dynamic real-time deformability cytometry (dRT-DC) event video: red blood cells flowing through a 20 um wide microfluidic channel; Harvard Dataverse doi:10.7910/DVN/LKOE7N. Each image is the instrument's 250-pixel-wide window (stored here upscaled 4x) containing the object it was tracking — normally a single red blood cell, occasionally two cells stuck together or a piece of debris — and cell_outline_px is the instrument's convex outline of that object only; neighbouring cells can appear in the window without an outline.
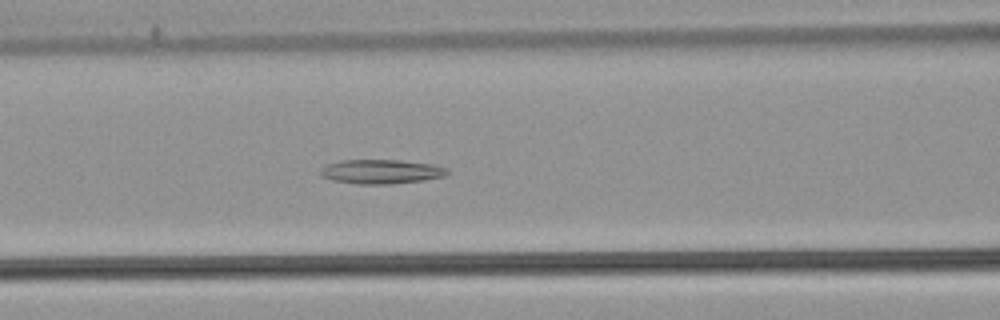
{"species": "common noctule bat (a hibernating species)", "species_latin": "Nyctalus noctula", "temperature_condition": "warm", "stored_images_in_passage": 55, "segment_of_instrument_passage": [1, 2], "camera_frame_rate_fps": 3000, "um_per_image_px": 0.085, "animal": {"sex": "male", "body_mass_g": 21.5, "forearm_length_mm": 52.0}, "frame": {"image": 1, "passage_image": 23, "time_ms": 7.333, "image_size_px": [1000, 320], "cell_outline_px": [[452, 172], [444, 176], [424, 180], [392, 184], [356, 184], [332, 180], [320, 176], [320, 168], [328, 164], [340, 160], [400, 160], [436, 164], [448, 168]], "centroid_in_image_um": [32.44, 14.58], "position_along_channel_um": 134.2, "area_um2": 18.26}}
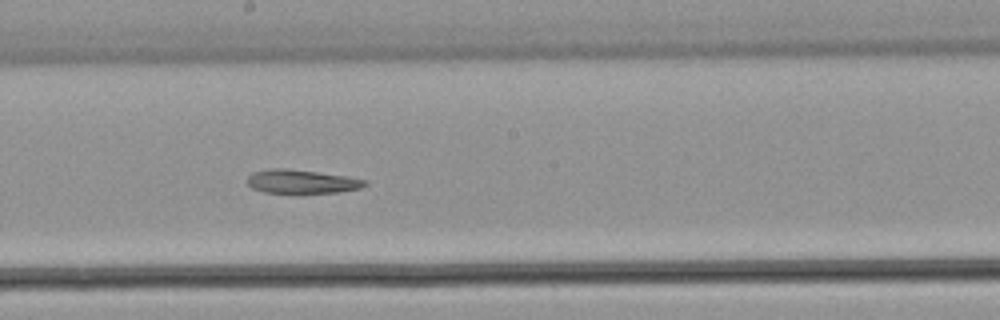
{"frame": {"image": 2, "passage_image": 30, "time_ms": 9.667, "image_size_px": [1000, 320], "cell_outline_px": [[368, 184], [360, 188], [340, 192], [300, 196], [296, 196], [264, 192], [252, 188], [248, 184], [248, 176], [252, 172], [268, 168], [284, 168], [320, 172], [368, 180]], "centroid_in_image_um": [25.63, 15.48], "position_along_channel_um": 222.6, "area_um2": 17.28}}
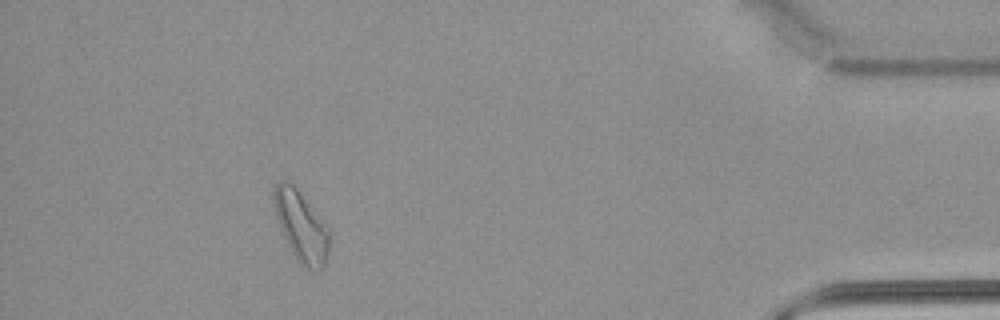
{"frame": {"image": 3, "passage_image": 49, "time_ms": 16.0, "image_size_px": [1000, 320], "cell_outline_px": [[328, 252], [324, 264], [316, 272], [300, 264], [296, 260], [280, 228], [276, 216], [272, 200], [272, 192], [276, 184], [292, 184], [296, 188], [328, 224]], "centroid_in_image_um": [25.6, 19.25], "position_along_channel_um": 409.6, "area_um2": 22.43}}